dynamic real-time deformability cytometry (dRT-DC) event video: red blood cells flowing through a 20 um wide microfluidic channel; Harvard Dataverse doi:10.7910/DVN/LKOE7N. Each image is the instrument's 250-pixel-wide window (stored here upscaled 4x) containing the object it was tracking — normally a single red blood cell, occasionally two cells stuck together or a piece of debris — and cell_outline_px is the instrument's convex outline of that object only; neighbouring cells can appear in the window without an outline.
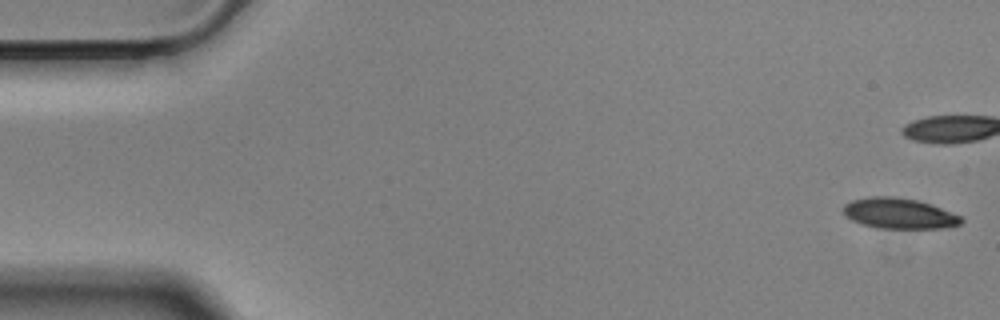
{"species": "Egyptian fruit bat (a non-hibernating species)", "species_latin": "Rousettus aegyptiacus", "temperature_condition": "cold", "stored_images_in_passage": 57, "camera_frame_rate_fps": 3000, "um_per_image_px": 0.085, "animal": {"sex": "male"}, "frame": {"image": 1, "passage_image": 1, "time_ms": 0.0, "image_size_px": [1000, 320], "cell_outline_px": [[964, 220], [960, 224], [944, 228], [876, 228], [852, 220], [844, 212], [844, 204], [852, 200], [868, 196], [896, 196], [916, 200], [932, 204], [960, 216]], "centroid_in_image_um": [76.44, 18.13], "position_along_channel_um": 8.6, "area_um2": 20.92}, "authors_computed_cell_mechanics": {"area_um2": 21.9062, "velocity_mm_per_s": 3.5049, "shape_relaxation_time_tau1_ms": 5.7893, "shape_relaxation_time_tau2_ms": 9.9292, "deformation_change_tau1": 0.1517, "deformation_change_tau2": 0.1978}}